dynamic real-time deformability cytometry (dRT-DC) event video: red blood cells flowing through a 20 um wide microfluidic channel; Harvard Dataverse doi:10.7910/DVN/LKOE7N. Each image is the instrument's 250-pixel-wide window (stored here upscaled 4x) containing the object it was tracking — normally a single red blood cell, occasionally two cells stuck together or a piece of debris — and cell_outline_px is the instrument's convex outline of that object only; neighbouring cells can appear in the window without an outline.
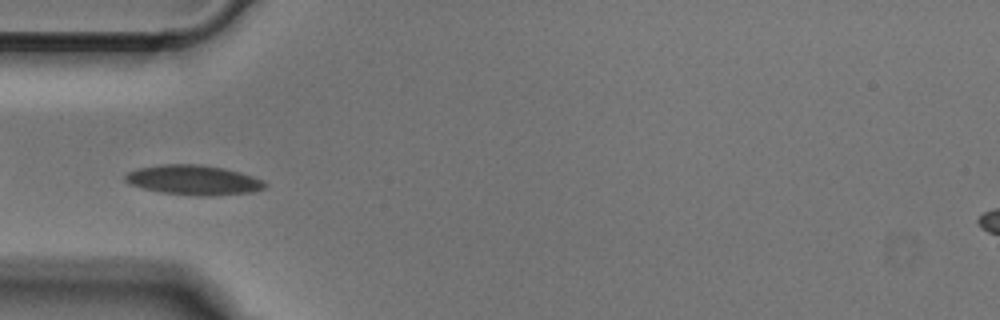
{"species": "Egyptian fruit bat (a non-hibernating species)", "species_latin": "Rousettus aegyptiacus", "temperature_condition": "cold", "stored_images_in_passage": 52, "camera_frame_rate_fps": 3000, "um_per_image_px": 0.085, "animal": {"sex": "male"}, "frame": {"image": 1, "passage_image": 16, "time_ms": 5.0, "image_size_px": [1000, 320], "cell_outline_px": [[268, 184], [264, 188], [252, 192], [216, 196], [196, 196], [160, 192], [144, 188], [132, 184], [124, 180], [124, 176], [128, 172], [136, 168], [160, 164], [200, 164], [224, 168], [240, 172], [264, 180]], "centroid_in_image_um": [16.47, 15.3], "position_along_channel_um": 68.5, "area_um2": 24.45}}
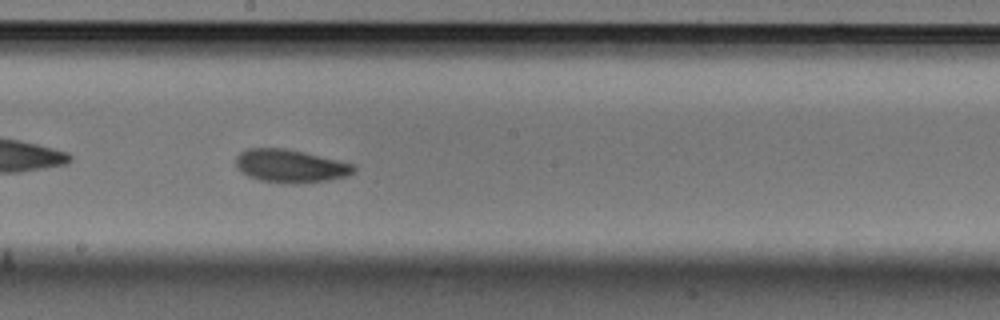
{"frame": {"image": 2, "passage_image": 28, "time_ms": 9.0, "image_size_px": [1000, 320], "cell_outline_px": [[356, 172], [348, 176], [328, 180], [292, 184], [284, 184], [260, 180], [248, 176], [240, 172], [236, 168], [236, 156], [240, 152], [248, 148], [284, 148], [304, 152], [356, 164]], "centroid_in_image_um": [24.7, 14.12], "position_along_channel_um": 223.5, "area_um2": 23.06}}
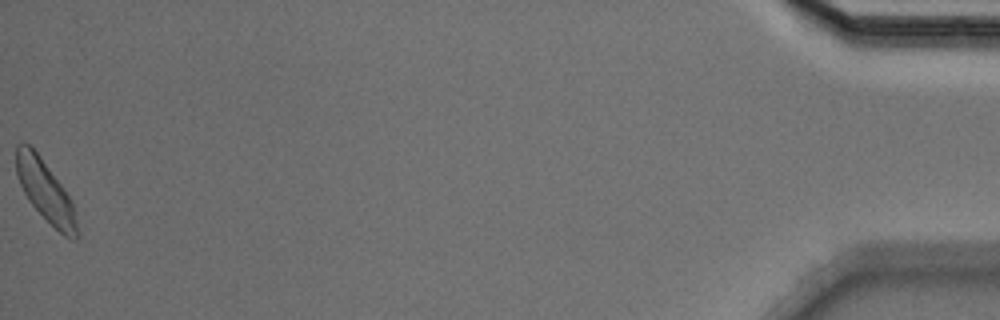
{"frame": {"image": 3, "passage_image": 52, "time_ms": 17.0, "image_size_px": [1000, 320], "cell_outline_px": [[80, 236], [72, 240], [64, 236], [28, 200], [16, 176], [16, 144], [20, 140], [24, 140], [40, 156], [72, 200], [80, 232]], "centroid_in_image_um": [3.87, 16.23], "position_along_channel_um": 431.3, "area_um2": 21.62}}